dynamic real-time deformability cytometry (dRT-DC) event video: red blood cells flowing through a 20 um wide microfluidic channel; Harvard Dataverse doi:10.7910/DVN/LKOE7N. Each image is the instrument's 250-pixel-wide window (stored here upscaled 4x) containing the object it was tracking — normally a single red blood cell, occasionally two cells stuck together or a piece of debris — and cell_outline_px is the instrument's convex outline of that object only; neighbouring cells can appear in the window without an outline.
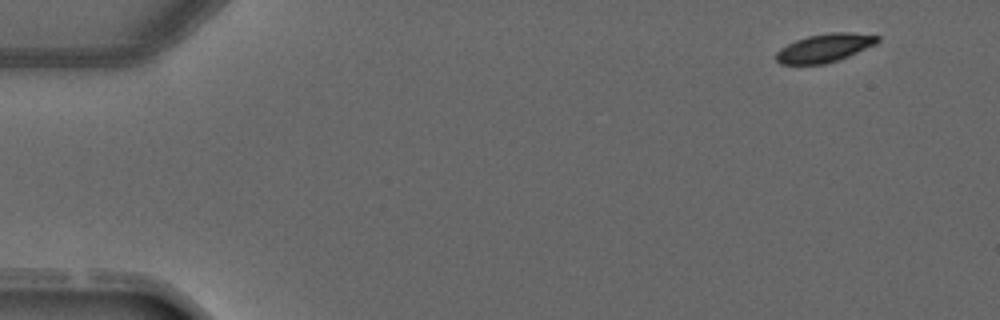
{"species": "common noctule bat (a hibernating species)", "species_latin": "Nyctalus noctula", "temperature_condition": "warm", "stored_images_in_passage": 4, "camera_frame_rate_fps": 3000, "um_per_image_px": 0.085, "animal": {"sex": "male", "forearm_length_mm": 52.5}, "frame": {"image": 1, "passage_image": 1, "time_ms": 0.0, "image_size_px": [1000, 320], "cell_outline_px": [[880, 40], [876, 44], [848, 56], [824, 64], [780, 64], [776, 60], [776, 52], [780, 48], [796, 40], [808, 36], [832, 32], [852, 32], [880, 36]], "centroid_in_image_um": [70.1, 4.07], "position_along_channel_um": 14.9, "area_um2": 16.65}}